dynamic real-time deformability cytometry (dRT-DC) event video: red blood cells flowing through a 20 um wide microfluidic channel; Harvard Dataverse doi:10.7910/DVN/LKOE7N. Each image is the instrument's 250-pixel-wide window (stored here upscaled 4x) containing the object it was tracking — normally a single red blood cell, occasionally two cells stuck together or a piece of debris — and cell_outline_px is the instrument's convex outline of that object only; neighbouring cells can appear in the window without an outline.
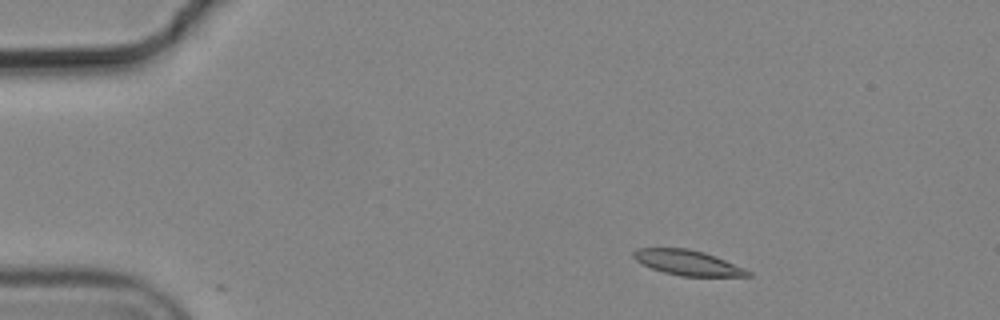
{"species": "common noctule bat (a hibernating species)", "species_latin": "Nyctalus noctula", "temperature_condition": "cold", "stored_images_in_passage": 5, "camera_frame_rate_fps": 3000, "um_per_image_px": 0.085, "animal": {"sex": "male", "body_mass_g": 19.2, "forearm_length_mm": 51.8}, "frame": {"image": 1, "passage_image": 2, "time_ms": 0.333, "image_size_px": [1000, 320], "cell_outline_px": [[752, 276], [680, 276], [664, 272], [640, 264], [632, 256], [632, 252], [636, 248], [688, 248], [704, 252], [744, 268], [752, 272]], "centroid_in_image_um": [58.41, 22.32], "position_along_channel_um": 26.6, "area_um2": 16.7}}
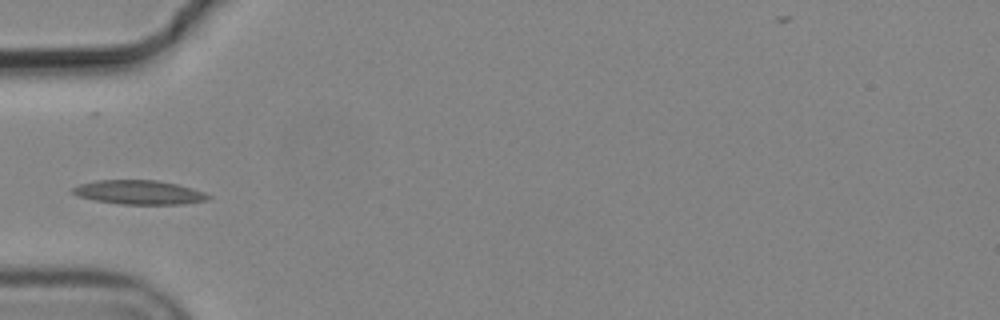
{"frame": {"image": 2, "passage_image": 5, "time_ms": 1.333, "image_size_px": [1000, 320], "cell_outline_px": [[212, 196], [208, 200], [184, 204], [124, 204], [96, 200], [76, 196], [72, 192], [72, 188], [80, 184], [96, 180], [156, 180], [176, 184], [192, 188], [204, 192]], "centroid_in_image_um": [11.84, 16.34], "position_along_channel_um": 73.2, "area_um2": 18.96}}